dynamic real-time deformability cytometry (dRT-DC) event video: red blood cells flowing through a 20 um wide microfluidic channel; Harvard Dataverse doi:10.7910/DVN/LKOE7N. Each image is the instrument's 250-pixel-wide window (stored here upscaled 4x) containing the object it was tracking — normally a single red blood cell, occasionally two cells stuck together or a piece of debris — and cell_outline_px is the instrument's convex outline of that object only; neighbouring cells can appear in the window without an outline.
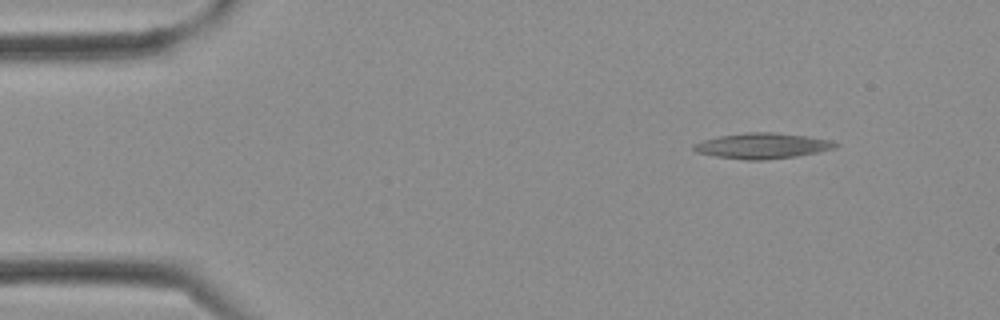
{"species": "Egyptian fruit bat (a non-hibernating species)", "species_latin": "Rousettus aegyptiacus", "temperature_condition": "cold", "stored_images_in_passage": 2, "camera_frame_rate_fps": 3000, "um_per_image_px": 0.085, "frame": {"image": 1, "passage_image": 1, "time_ms": 0.0, "image_size_px": [1000, 320], "cell_outline_px": [[840, 144], [836, 148], [796, 156], [764, 160], [744, 160], [716, 156], [696, 152], [692, 148], [692, 144], [704, 140], [720, 136], [744, 132], [776, 132], [808, 136], [832, 140]], "centroid_in_image_um": [64.82, 12.39], "position_along_channel_um": 20.2, "area_um2": 21.21}}